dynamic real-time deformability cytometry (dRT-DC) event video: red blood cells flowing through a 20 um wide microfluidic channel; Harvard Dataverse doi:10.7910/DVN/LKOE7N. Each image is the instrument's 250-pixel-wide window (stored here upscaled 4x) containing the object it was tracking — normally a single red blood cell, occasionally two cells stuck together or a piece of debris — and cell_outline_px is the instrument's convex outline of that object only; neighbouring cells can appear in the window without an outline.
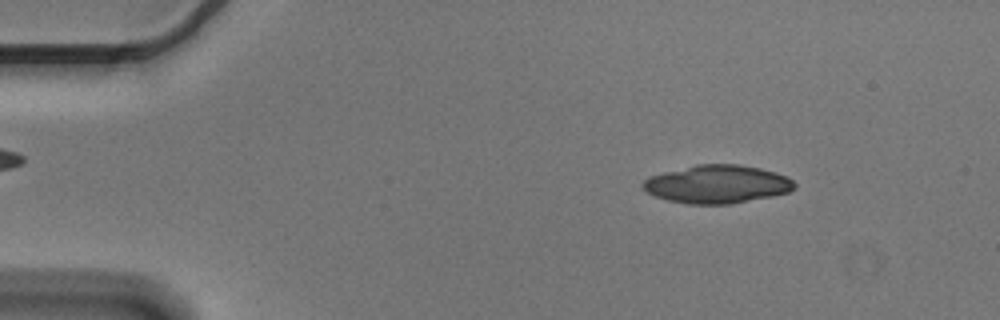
{"species": "Egyptian fruit bat (a non-hibernating species)", "species_latin": "Rousettus aegyptiacus", "temperature_condition": "cold", "stored_images_in_passage": 3, "camera_frame_rate_fps": 3000, "um_per_image_px": 0.085, "animal": {"sex": "male"}, "frame": {"image": 1, "passage_image": 1, "time_ms": 0.0, "image_size_px": [1000, 320], "cell_outline_px": [[796, 188], [788, 192], [772, 196], [728, 204], [688, 204], [668, 200], [656, 196], [648, 192], [640, 184], [648, 176], [696, 164], [740, 164], [760, 168], [776, 172], [788, 176], [796, 184]], "centroid_in_image_um": [60.97, 15.64], "position_along_channel_um": 24.0, "area_um2": 33.76}}